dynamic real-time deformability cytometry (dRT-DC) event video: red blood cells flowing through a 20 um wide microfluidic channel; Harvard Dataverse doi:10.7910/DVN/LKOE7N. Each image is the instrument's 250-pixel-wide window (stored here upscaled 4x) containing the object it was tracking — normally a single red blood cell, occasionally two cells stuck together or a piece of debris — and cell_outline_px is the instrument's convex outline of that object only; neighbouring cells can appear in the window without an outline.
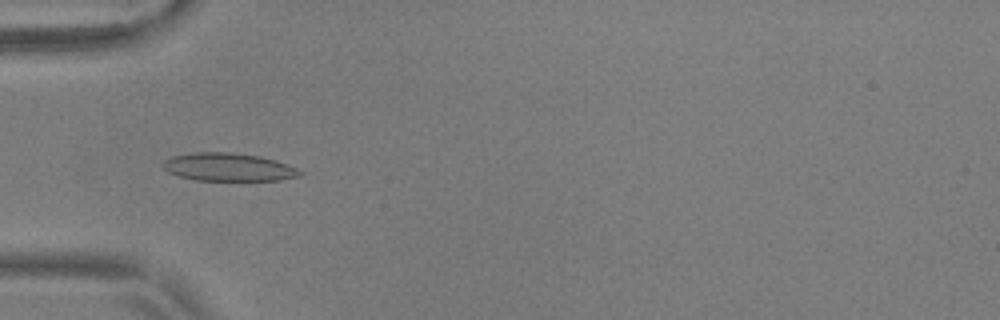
{"species": "common noctule bat (a hibernating species)", "species_latin": "Nyctalus noctula", "temperature_condition": "warm", "stored_images_in_passage": 52, "camera_frame_rate_fps": 3000, "um_per_image_px": 0.085, "animal": {"sex": "male", "body_mass_g": 17.9, "forearm_length_mm": 54.2}, "frame": {"image": 1, "passage_image": 15, "time_ms": 4.667, "image_size_px": [1000, 320], "cell_outline_px": [[304, 172], [300, 176], [280, 180], [196, 180], [180, 176], [168, 172], [160, 164], [164, 160], [172, 156], [196, 152], [228, 152], [260, 156], [276, 160], [296, 168]], "centroid_in_image_um": [19.41, 14.2], "position_along_channel_um": 65.6, "area_um2": 22.31}}
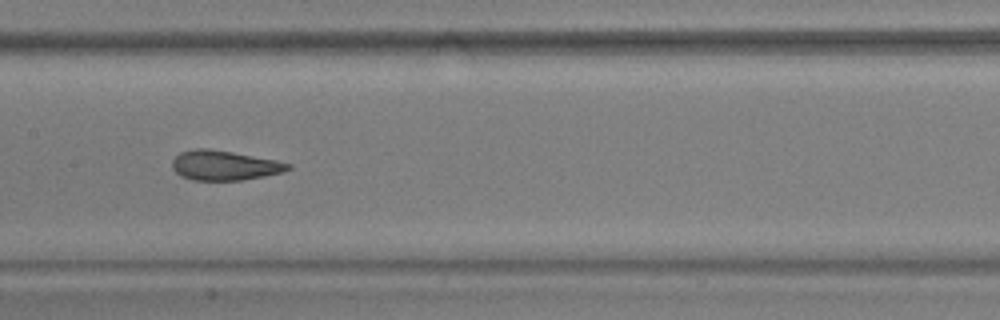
{"frame": {"image": 2, "passage_image": 25, "time_ms": 8.0, "image_size_px": [1000, 320], "cell_outline_px": [[292, 168], [280, 172], [264, 176], [240, 180], [192, 180], [180, 176], [172, 168], [172, 160], [180, 152], [196, 148], [208, 148], [232, 152], [292, 164]], "centroid_in_image_um": [19.01, 14.06], "position_along_channel_um": 188.4, "area_um2": 19.83}}
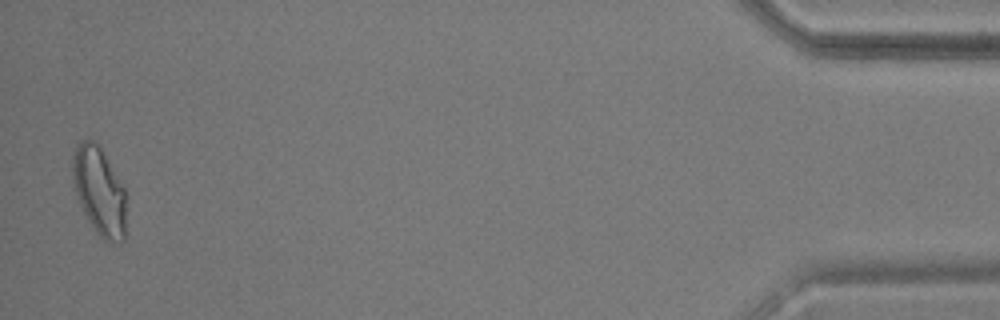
{"frame": {"image": 3, "passage_image": 51, "time_ms": 16.667, "image_size_px": [1000, 320], "cell_outline_px": [[124, 240], [120, 244], [108, 244], [92, 228], [80, 204], [76, 192], [72, 176], [72, 156], [76, 144], [80, 140], [92, 140], [100, 148], [124, 188]], "centroid_in_image_um": [8.41, 16.28], "position_along_channel_um": 426.8, "area_um2": 27.17}, "authors_computed_cell_mechanics": {"area_um2": 20.8947, "velocity_mm_per_s": 3.7003, "shape_relaxation_time_tau1_ms": 3.6211, "shape_relaxation_time_tau2_ms": 1.2176, "deformation_change_tau1": 0.1718, "deformation_change_tau2": 0.0903}}